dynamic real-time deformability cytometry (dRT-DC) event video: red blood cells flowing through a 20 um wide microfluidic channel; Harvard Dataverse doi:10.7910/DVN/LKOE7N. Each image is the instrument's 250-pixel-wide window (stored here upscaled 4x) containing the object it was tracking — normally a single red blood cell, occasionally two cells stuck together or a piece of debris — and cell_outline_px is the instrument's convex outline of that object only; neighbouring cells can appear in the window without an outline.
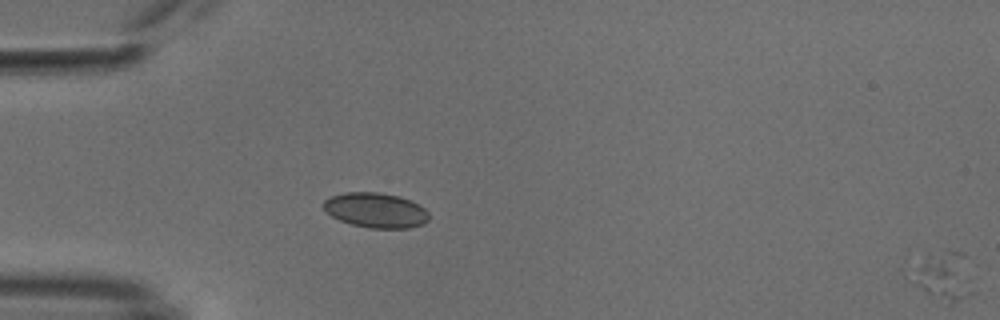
{"species": "common noctule bat (a hibernating species)", "species_latin": "Nyctalus noctula", "temperature_condition": "cold", "stored_images_in_passage": 16, "camera_frame_rate_fps": 3000, "um_per_image_px": 0.085, "animal": {"sex": "male", "body_mass_g": 18.8}, "frame": {"image": 1, "passage_image": 1, "time_ms": 0.0, "image_size_px": [1000, 320], "cell_outline_px": [[972, 292], [952, 300], [928, 292], [916, 280], [928, 252], [948, 248], [964, 252]], "centroid_in_image_um": [80.37, 23.29], "position_along_channel_um": 4.6, "area_um2": 15.09}}
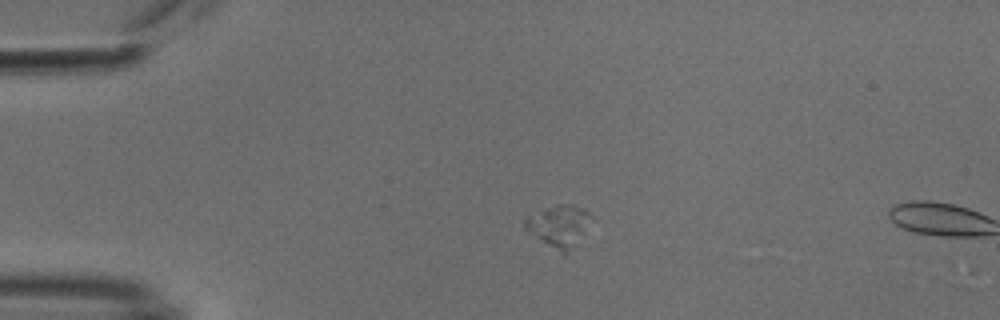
{"frame": {"image": 2, "passage_image": 15, "time_ms": 4.667, "image_size_px": [1000, 320], "cell_outline_px": [[588, 212], [580, 232], [568, 252], [564, 256], [524, 228], [524, 216], [544, 208], [556, 204], [572, 204], [584, 208]], "centroid_in_image_um": [47.34, 19.16], "position_along_channel_um": 37.7, "area_um2": 15.09}}